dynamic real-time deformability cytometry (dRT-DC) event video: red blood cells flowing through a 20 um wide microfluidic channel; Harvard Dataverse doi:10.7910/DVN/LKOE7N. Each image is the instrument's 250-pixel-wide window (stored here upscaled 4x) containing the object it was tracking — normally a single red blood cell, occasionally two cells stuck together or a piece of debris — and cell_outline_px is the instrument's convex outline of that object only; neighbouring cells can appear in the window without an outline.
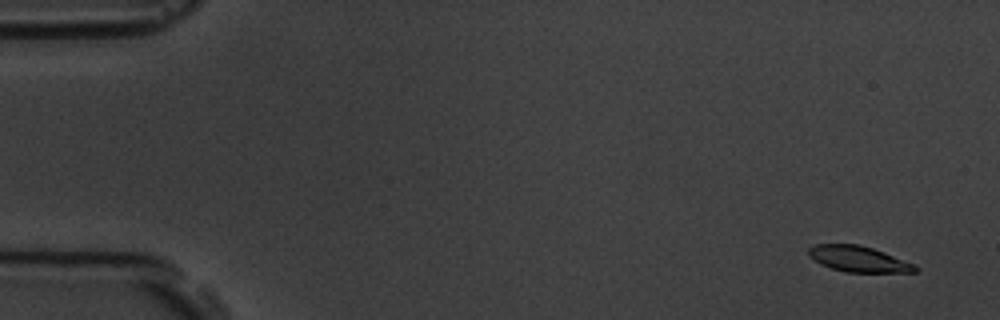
{"species": "common noctule bat (a hibernating species)", "species_latin": "Nyctalus noctula", "temperature_condition": "room temperature", "stored_images_in_passage": 15, "camera_frame_rate_fps": 3000, "um_per_image_px": 0.085, "animal": {"sex": "male", "body_mass_g": 19.5, "forearm_length_mm": 54.6}, "frame": {"image": 1, "passage_image": 1, "time_ms": 0.0, "image_size_px": [1000, 320], "cell_outline_px": [[920, 268], [916, 272], [844, 272], [820, 264], [808, 256], [808, 248], [816, 244], [856, 244], [872, 248], [884, 252], [916, 264]], "centroid_in_image_um": [72.99, 22.02], "position_along_channel_um": 12.0, "area_um2": 16.13}}
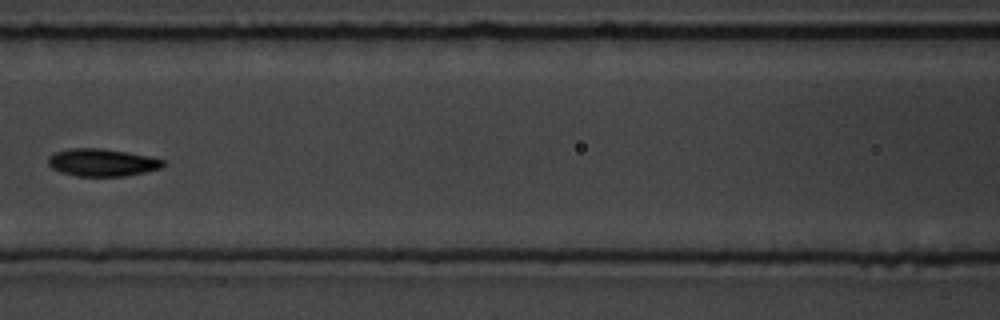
{"frame": {"image": 2, "passage_image": 7, "time_ms": 7.667, "image_size_px": [1000, 320], "cell_outline_px": [[164, 164], [160, 168], [144, 172], [124, 176], [76, 176], [60, 172], [52, 168], [48, 164], [48, 156], [56, 152], [72, 148], [100, 148], [148, 156], [164, 160]], "centroid_in_image_um": [8.64, 13.82], "position_along_channel_um": 158.0, "area_um2": 18.21}}
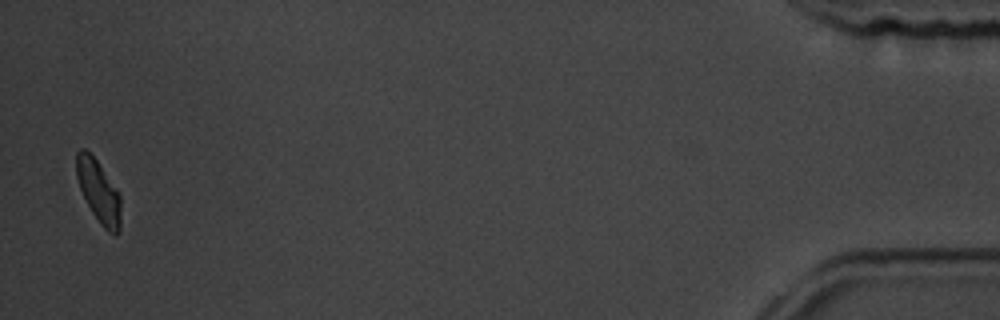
{"frame": {"image": 3, "passage_image": 15, "time_ms": 17.667, "image_size_px": [1000, 320], "cell_outline_px": [[120, 228], [116, 236], [108, 232], [100, 224], [92, 212], [80, 188], [76, 176], [76, 152], [80, 148], [84, 148], [96, 160], [120, 192]], "centroid_in_image_um": [8.39, 16.28], "position_along_channel_um": 426.8, "area_um2": 16.13}, "authors_computed_cell_mechanics": {"area_um2": 17.629, "velocity_mm_per_s": 3.6037, "shape_relaxation_time_tau1_ms": 3.5237, "shape_relaxation_time_tau2_ms": 5.3298, "deformation_change_tau1": 0.1406, "deformation_change_tau2": 0.0875}}